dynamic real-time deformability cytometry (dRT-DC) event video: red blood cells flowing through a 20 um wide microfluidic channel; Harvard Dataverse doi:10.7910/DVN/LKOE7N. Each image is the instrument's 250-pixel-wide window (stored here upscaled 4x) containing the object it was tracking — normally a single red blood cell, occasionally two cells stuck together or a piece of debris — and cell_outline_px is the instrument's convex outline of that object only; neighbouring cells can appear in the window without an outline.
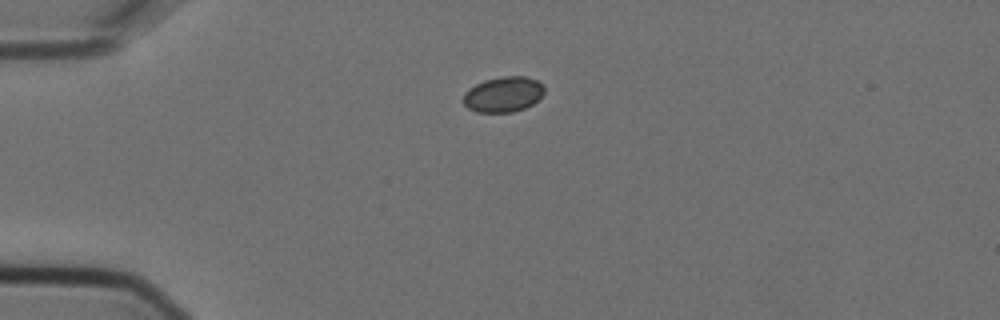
{"species": "Egyptian fruit bat (a non-hibernating species)", "species_latin": "Rousettus aegyptiacus", "temperature_condition": "cold", "stored_images_in_passage": 2, "camera_frame_rate_fps": 3000, "um_per_image_px": 0.085, "animal": {"sex": "female"}, "frame": {"image": 1, "passage_image": 1, "time_ms": 0.0, "image_size_px": [1000, 320], "cell_outline_px": [[544, 92], [532, 104], [524, 108], [512, 112], [476, 112], [468, 108], [464, 104], [464, 92], [468, 88], [484, 80], [500, 76], [524, 76], [536, 80], [544, 84]], "centroid_in_image_um": [42.77, 8.01], "position_along_channel_um": 42.2, "area_um2": 16.7}}